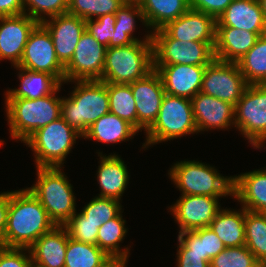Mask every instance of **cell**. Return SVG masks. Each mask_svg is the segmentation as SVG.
<instances>
[{
	"label": "cell",
	"mask_w": 266,
	"mask_h": 267,
	"mask_svg": "<svg viewBox=\"0 0 266 267\" xmlns=\"http://www.w3.org/2000/svg\"><path fill=\"white\" fill-rule=\"evenodd\" d=\"M100 154L97 179L101 192L100 197L121 200L129 181V172L122 158L118 154L103 156Z\"/></svg>",
	"instance_id": "cell-25"
},
{
	"label": "cell",
	"mask_w": 266,
	"mask_h": 267,
	"mask_svg": "<svg viewBox=\"0 0 266 267\" xmlns=\"http://www.w3.org/2000/svg\"><path fill=\"white\" fill-rule=\"evenodd\" d=\"M235 128L255 149L266 141V84L248 85L235 105Z\"/></svg>",
	"instance_id": "cell-10"
},
{
	"label": "cell",
	"mask_w": 266,
	"mask_h": 267,
	"mask_svg": "<svg viewBox=\"0 0 266 267\" xmlns=\"http://www.w3.org/2000/svg\"><path fill=\"white\" fill-rule=\"evenodd\" d=\"M116 23L115 14H106L96 19L85 20L86 30L101 45L108 48L110 40L114 36V26Z\"/></svg>",
	"instance_id": "cell-42"
},
{
	"label": "cell",
	"mask_w": 266,
	"mask_h": 267,
	"mask_svg": "<svg viewBox=\"0 0 266 267\" xmlns=\"http://www.w3.org/2000/svg\"><path fill=\"white\" fill-rule=\"evenodd\" d=\"M144 38L130 45L107 48L100 81L129 84L153 71L151 33Z\"/></svg>",
	"instance_id": "cell-4"
},
{
	"label": "cell",
	"mask_w": 266,
	"mask_h": 267,
	"mask_svg": "<svg viewBox=\"0 0 266 267\" xmlns=\"http://www.w3.org/2000/svg\"><path fill=\"white\" fill-rule=\"evenodd\" d=\"M247 86L237 63L215 58L206 66L200 92L235 106Z\"/></svg>",
	"instance_id": "cell-11"
},
{
	"label": "cell",
	"mask_w": 266,
	"mask_h": 267,
	"mask_svg": "<svg viewBox=\"0 0 266 267\" xmlns=\"http://www.w3.org/2000/svg\"><path fill=\"white\" fill-rule=\"evenodd\" d=\"M248 85L266 84V34L237 62Z\"/></svg>",
	"instance_id": "cell-33"
},
{
	"label": "cell",
	"mask_w": 266,
	"mask_h": 267,
	"mask_svg": "<svg viewBox=\"0 0 266 267\" xmlns=\"http://www.w3.org/2000/svg\"><path fill=\"white\" fill-rule=\"evenodd\" d=\"M0 267H34L29 249L0 246Z\"/></svg>",
	"instance_id": "cell-43"
},
{
	"label": "cell",
	"mask_w": 266,
	"mask_h": 267,
	"mask_svg": "<svg viewBox=\"0 0 266 267\" xmlns=\"http://www.w3.org/2000/svg\"><path fill=\"white\" fill-rule=\"evenodd\" d=\"M171 38L198 41L215 47L216 20L200 11L189 9L182 16L162 28Z\"/></svg>",
	"instance_id": "cell-19"
},
{
	"label": "cell",
	"mask_w": 266,
	"mask_h": 267,
	"mask_svg": "<svg viewBox=\"0 0 266 267\" xmlns=\"http://www.w3.org/2000/svg\"><path fill=\"white\" fill-rule=\"evenodd\" d=\"M42 24L49 31L57 59L65 67L74 55V50L86 30L85 20L71 14L46 18Z\"/></svg>",
	"instance_id": "cell-16"
},
{
	"label": "cell",
	"mask_w": 266,
	"mask_h": 267,
	"mask_svg": "<svg viewBox=\"0 0 266 267\" xmlns=\"http://www.w3.org/2000/svg\"><path fill=\"white\" fill-rule=\"evenodd\" d=\"M69 97H62L61 117L84 134L100 117L110 112L107 83L100 80H75Z\"/></svg>",
	"instance_id": "cell-2"
},
{
	"label": "cell",
	"mask_w": 266,
	"mask_h": 267,
	"mask_svg": "<svg viewBox=\"0 0 266 267\" xmlns=\"http://www.w3.org/2000/svg\"><path fill=\"white\" fill-rule=\"evenodd\" d=\"M192 111L198 132L235 127V106L199 92L191 99Z\"/></svg>",
	"instance_id": "cell-18"
},
{
	"label": "cell",
	"mask_w": 266,
	"mask_h": 267,
	"mask_svg": "<svg viewBox=\"0 0 266 267\" xmlns=\"http://www.w3.org/2000/svg\"><path fill=\"white\" fill-rule=\"evenodd\" d=\"M101 225L87 220V217L81 212H75L63 226L67 229L70 238L96 245L98 230Z\"/></svg>",
	"instance_id": "cell-40"
},
{
	"label": "cell",
	"mask_w": 266,
	"mask_h": 267,
	"mask_svg": "<svg viewBox=\"0 0 266 267\" xmlns=\"http://www.w3.org/2000/svg\"><path fill=\"white\" fill-rule=\"evenodd\" d=\"M37 181L28 187L56 226H63L76 212L73 187L62 167H37Z\"/></svg>",
	"instance_id": "cell-5"
},
{
	"label": "cell",
	"mask_w": 266,
	"mask_h": 267,
	"mask_svg": "<svg viewBox=\"0 0 266 267\" xmlns=\"http://www.w3.org/2000/svg\"><path fill=\"white\" fill-rule=\"evenodd\" d=\"M178 239L188 248V254L204 256L209 263L226 248L210 227L179 232Z\"/></svg>",
	"instance_id": "cell-30"
},
{
	"label": "cell",
	"mask_w": 266,
	"mask_h": 267,
	"mask_svg": "<svg viewBox=\"0 0 266 267\" xmlns=\"http://www.w3.org/2000/svg\"><path fill=\"white\" fill-rule=\"evenodd\" d=\"M246 210L266 213V169L233 176V196Z\"/></svg>",
	"instance_id": "cell-24"
},
{
	"label": "cell",
	"mask_w": 266,
	"mask_h": 267,
	"mask_svg": "<svg viewBox=\"0 0 266 267\" xmlns=\"http://www.w3.org/2000/svg\"><path fill=\"white\" fill-rule=\"evenodd\" d=\"M138 131L127 121L108 112L95 121L82 138L95 140L102 143H121L132 139Z\"/></svg>",
	"instance_id": "cell-26"
},
{
	"label": "cell",
	"mask_w": 266,
	"mask_h": 267,
	"mask_svg": "<svg viewBox=\"0 0 266 267\" xmlns=\"http://www.w3.org/2000/svg\"><path fill=\"white\" fill-rule=\"evenodd\" d=\"M38 24L27 14L0 17V61L8 59L17 66L30 33Z\"/></svg>",
	"instance_id": "cell-17"
},
{
	"label": "cell",
	"mask_w": 266,
	"mask_h": 267,
	"mask_svg": "<svg viewBox=\"0 0 266 267\" xmlns=\"http://www.w3.org/2000/svg\"><path fill=\"white\" fill-rule=\"evenodd\" d=\"M55 226L45 208L28 188L9 192L4 247L29 249Z\"/></svg>",
	"instance_id": "cell-1"
},
{
	"label": "cell",
	"mask_w": 266,
	"mask_h": 267,
	"mask_svg": "<svg viewBox=\"0 0 266 267\" xmlns=\"http://www.w3.org/2000/svg\"><path fill=\"white\" fill-rule=\"evenodd\" d=\"M266 22V0H258Z\"/></svg>",
	"instance_id": "cell-49"
},
{
	"label": "cell",
	"mask_w": 266,
	"mask_h": 267,
	"mask_svg": "<svg viewBox=\"0 0 266 267\" xmlns=\"http://www.w3.org/2000/svg\"><path fill=\"white\" fill-rule=\"evenodd\" d=\"M216 26H228L266 34V22L258 0H233L216 20Z\"/></svg>",
	"instance_id": "cell-21"
},
{
	"label": "cell",
	"mask_w": 266,
	"mask_h": 267,
	"mask_svg": "<svg viewBox=\"0 0 266 267\" xmlns=\"http://www.w3.org/2000/svg\"><path fill=\"white\" fill-rule=\"evenodd\" d=\"M52 94L37 99L6 98V115L13 139L23 143L37 130L61 117V97Z\"/></svg>",
	"instance_id": "cell-3"
},
{
	"label": "cell",
	"mask_w": 266,
	"mask_h": 267,
	"mask_svg": "<svg viewBox=\"0 0 266 267\" xmlns=\"http://www.w3.org/2000/svg\"><path fill=\"white\" fill-rule=\"evenodd\" d=\"M146 26L153 31L163 28L190 9L189 0H141Z\"/></svg>",
	"instance_id": "cell-29"
},
{
	"label": "cell",
	"mask_w": 266,
	"mask_h": 267,
	"mask_svg": "<svg viewBox=\"0 0 266 267\" xmlns=\"http://www.w3.org/2000/svg\"><path fill=\"white\" fill-rule=\"evenodd\" d=\"M145 133L146 141L142 145L143 148L198 133L191 100L165 94L156 120Z\"/></svg>",
	"instance_id": "cell-8"
},
{
	"label": "cell",
	"mask_w": 266,
	"mask_h": 267,
	"mask_svg": "<svg viewBox=\"0 0 266 267\" xmlns=\"http://www.w3.org/2000/svg\"><path fill=\"white\" fill-rule=\"evenodd\" d=\"M179 198L169 209L179 225V232L209 227L221 210L218 197L181 195Z\"/></svg>",
	"instance_id": "cell-14"
},
{
	"label": "cell",
	"mask_w": 266,
	"mask_h": 267,
	"mask_svg": "<svg viewBox=\"0 0 266 267\" xmlns=\"http://www.w3.org/2000/svg\"><path fill=\"white\" fill-rule=\"evenodd\" d=\"M129 84L136 104L137 131H146L156 120L165 96L162 79L153 70L144 78Z\"/></svg>",
	"instance_id": "cell-15"
},
{
	"label": "cell",
	"mask_w": 266,
	"mask_h": 267,
	"mask_svg": "<svg viewBox=\"0 0 266 267\" xmlns=\"http://www.w3.org/2000/svg\"><path fill=\"white\" fill-rule=\"evenodd\" d=\"M252 267H266V265L260 262H256Z\"/></svg>",
	"instance_id": "cell-51"
},
{
	"label": "cell",
	"mask_w": 266,
	"mask_h": 267,
	"mask_svg": "<svg viewBox=\"0 0 266 267\" xmlns=\"http://www.w3.org/2000/svg\"><path fill=\"white\" fill-rule=\"evenodd\" d=\"M254 254L245 246L226 247L210 263V267H252L256 263Z\"/></svg>",
	"instance_id": "cell-41"
},
{
	"label": "cell",
	"mask_w": 266,
	"mask_h": 267,
	"mask_svg": "<svg viewBox=\"0 0 266 267\" xmlns=\"http://www.w3.org/2000/svg\"><path fill=\"white\" fill-rule=\"evenodd\" d=\"M80 137L83 135L60 117L35 131L24 143L34 152L36 167H62Z\"/></svg>",
	"instance_id": "cell-7"
},
{
	"label": "cell",
	"mask_w": 266,
	"mask_h": 267,
	"mask_svg": "<svg viewBox=\"0 0 266 267\" xmlns=\"http://www.w3.org/2000/svg\"><path fill=\"white\" fill-rule=\"evenodd\" d=\"M107 47L85 30L70 62L64 67V83L75 80H100Z\"/></svg>",
	"instance_id": "cell-13"
},
{
	"label": "cell",
	"mask_w": 266,
	"mask_h": 267,
	"mask_svg": "<svg viewBox=\"0 0 266 267\" xmlns=\"http://www.w3.org/2000/svg\"><path fill=\"white\" fill-rule=\"evenodd\" d=\"M9 210V192L0 194V246H4V234L7 227Z\"/></svg>",
	"instance_id": "cell-46"
},
{
	"label": "cell",
	"mask_w": 266,
	"mask_h": 267,
	"mask_svg": "<svg viewBox=\"0 0 266 267\" xmlns=\"http://www.w3.org/2000/svg\"><path fill=\"white\" fill-rule=\"evenodd\" d=\"M20 87L6 91L5 98L37 99L52 94L60 84L52 75L45 72H35L18 68Z\"/></svg>",
	"instance_id": "cell-27"
},
{
	"label": "cell",
	"mask_w": 266,
	"mask_h": 267,
	"mask_svg": "<svg viewBox=\"0 0 266 267\" xmlns=\"http://www.w3.org/2000/svg\"><path fill=\"white\" fill-rule=\"evenodd\" d=\"M239 210L223 208L209 225L226 247L245 245V208Z\"/></svg>",
	"instance_id": "cell-28"
},
{
	"label": "cell",
	"mask_w": 266,
	"mask_h": 267,
	"mask_svg": "<svg viewBox=\"0 0 266 267\" xmlns=\"http://www.w3.org/2000/svg\"><path fill=\"white\" fill-rule=\"evenodd\" d=\"M121 207L117 199L96 196L82 208L81 213L89 221L104 224L115 218L122 211Z\"/></svg>",
	"instance_id": "cell-38"
},
{
	"label": "cell",
	"mask_w": 266,
	"mask_h": 267,
	"mask_svg": "<svg viewBox=\"0 0 266 267\" xmlns=\"http://www.w3.org/2000/svg\"><path fill=\"white\" fill-rule=\"evenodd\" d=\"M177 267H210V263L204 260V256L188 254V248L178 239Z\"/></svg>",
	"instance_id": "cell-45"
},
{
	"label": "cell",
	"mask_w": 266,
	"mask_h": 267,
	"mask_svg": "<svg viewBox=\"0 0 266 267\" xmlns=\"http://www.w3.org/2000/svg\"><path fill=\"white\" fill-rule=\"evenodd\" d=\"M116 23L114 26V36L110 40L108 48L126 46L141 41L133 37V32L136 27V20H141L142 24L146 26L143 11L138 3H124L115 13Z\"/></svg>",
	"instance_id": "cell-32"
},
{
	"label": "cell",
	"mask_w": 266,
	"mask_h": 267,
	"mask_svg": "<svg viewBox=\"0 0 266 267\" xmlns=\"http://www.w3.org/2000/svg\"><path fill=\"white\" fill-rule=\"evenodd\" d=\"M150 32L153 70L162 65L174 64L207 66L215 59L214 49L208 43L174 39L162 28Z\"/></svg>",
	"instance_id": "cell-9"
},
{
	"label": "cell",
	"mask_w": 266,
	"mask_h": 267,
	"mask_svg": "<svg viewBox=\"0 0 266 267\" xmlns=\"http://www.w3.org/2000/svg\"><path fill=\"white\" fill-rule=\"evenodd\" d=\"M124 3L123 0H68L67 13L91 20L102 15L115 14Z\"/></svg>",
	"instance_id": "cell-37"
},
{
	"label": "cell",
	"mask_w": 266,
	"mask_h": 267,
	"mask_svg": "<svg viewBox=\"0 0 266 267\" xmlns=\"http://www.w3.org/2000/svg\"><path fill=\"white\" fill-rule=\"evenodd\" d=\"M245 246L266 265V213L245 209Z\"/></svg>",
	"instance_id": "cell-35"
},
{
	"label": "cell",
	"mask_w": 266,
	"mask_h": 267,
	"mask_svg": "<svg viewBox=\"0 0 266 267\" xmlns=\"http://www.w3.org/2000/svg\"><path fill=\"white\" fill-rule=\"evenodd\" d=\"M125 3H140L141 0H123Z\"/></svg>",
	"instance_id": "cell-50"
},
{
	"label": "cell",
	"mask_w": 266,
	"mask_h": 267,
	"mask_svg": "<svg viewBox=\"0 0 266 267\" xmlns=\"http://www.w3.org/2000/svg\"><path fill=\"white\" fill-rule=\"evenodd\" d=\"M110 259L97 245L68 238L64 267H102Z\"/></svg>",
	"instance_id": "cell-34"
},
{
	"label": "cell",
	"mask_w": 266,
	"mask_h": 267,
	"mask_svg": "<svg viewBox=\"0 0 266 267\" xmlns=\"http://www.w3.org/2000/svg\"><path fill=\"white\" fill-rule=\"evenodd\" d=\"M206 66L189 64L162 65L159 73L165 94L192 99L202 87Z\"/></svg>",
	"instance_id": "cell-20"
},
{
	"label": "cell",
	"mask_w": 266,
	"mask_h": 267,
	"mask_svg": "<svg viewBox=\"0 0 266 267\" xmlns=\"http://www.w3.org/2000/svg\"><path fill=\"white\" fill-rule=\"evenodd\" d=\"M52 75L64 82V66L57 59L53 41L47 28L38 23L29 35L20 63L16 66Z\"/></svg>",
	"instance_id": "cell-12"
},
{
	"label": "cell",
	"mask_w": 266,
	"mask_h": 267,
	"mask_svg": "<svg viewBox=\"0 0 266 267\" xmlns=\"http://www.w3.org/2000/svg\"><path fill=\"white\" fill-rule=\"evenodd\" d=\"M126 261L117 259V258H111L105 265L102 267H127Z\"/></svg>",
	"instance_id": "cell-48"
},
{
	"label": "cell",
	"mask_w": 266,
	"mask_h": 267,
	"mask_svg": "<svg viewBox=\"0 0 266 267\" xmlns=\"http://www.w3.org/2000/svg\"><path fill=\"white\" fill-rule=\"evenodd\" d=\"M24 14L22 0H0V17Z\"/></svg>",
	"instance_id": "cell-47"
},
{
	"label": "cell",
	"mask_w": 266,
	"mask_h": 267,
	"mask_svg": "<svg viewBox=\"0 0 266 267\" xmlns=\"http://www.w3.org/2000/svg\"><path fill=\"white\" fill-rule=\"evenodd\" d=\"M259 35L244 29L216 26L214 57L237 63L256 43Z\"/></svg>",
	"instance_id": "cell-23"
},
{
	"label": "cell",
	"mask_w": 266,
	"mask_h": 267,
	"mask_svg": "<svg viewBox=\"0 0 266 267\" xmlns=\"http://www.w3.org/2000/svg\"><path fill=\"white\" fill-rule=\"evenodd\" d=\"M181 195L233 196V177H224L210 165L199 161L174 163L168 173Z\"/></svg>",
	"instance_id": "cell-6"
},
{
	"label": "cell",
	"mask_w": 266,
	"mask_h": 267,
	"mask_svg": "<svg viewBox=\"0 0 266 267\" xmlns=\"http://www.w3.org/2000/svg\"><path fill=\"white\" fill-rule=\"evenodd\" d=\"M110 112L137 130V110L130 84L107 83Z\"/></svg>",
	"instance_id": "cell-36"
},
{
	"label": "cell",
	"mask_w": 266,
	"mask_h": 267,
	"mask_svg": "<svg viewBox=\"0 0 266 267\" xmlns=\"http://www.w3.org/2000/svg\"><path fill=\"white\" fill-rule=\"evenodd\" d=\"M233 0H189L190 8L204 12L215 20L226 10Z\"/></svg>",
	"instance_id": "cell-44"
},
{
	"label": "cell",
	"mask_w": 266,
	"mask_h": 267,
	"mask_svg": "<svg viewBox=\"0 0 266 267\" xmlns=\"http://www.w3.org/2000/svg\"><path fill=\"white\" fill-rule=\"evenodd\" d=\"M22 2L24 14L29 15L38 23H42L46 16L51 18L66 14L68 9V0H22Z\"/></svg>",
	"instance_id": "cell-39"
},
{
	"label": "cell",
	"mask_w": 266,
	"mask_h": 267,
	"mask_svg": "<svg viewBox=\"0 0 266 267\" xmlns=\"http://www.w3.org/2000/svg\"><path fill=\"white\" fill-rule=\"evenodd\" d=\"M126 221L122 217V211L115 217L99 227L96 245L110 258H117L127 262L130 249L120 248L119 244L125 238L127 228ZM129 249V250H128Z\"/></svg>",
	"instance_id": "cell-31"
},
{
	"label": "cell",
	"mask_w": 266,
	"mask_h": 267,
	"mask_svg": "<svg viewBox=\"0 0 266 267\" xmlns=\"http://www.w3.org/2000/svg\"><path fill=\"white\" fill-rule=\"evenodd\" d=\"M69 233L64 226H55L29 248L34 267H64Z\"/></svg>",
	"instance_id": "cell-22"
}]
</instances>
